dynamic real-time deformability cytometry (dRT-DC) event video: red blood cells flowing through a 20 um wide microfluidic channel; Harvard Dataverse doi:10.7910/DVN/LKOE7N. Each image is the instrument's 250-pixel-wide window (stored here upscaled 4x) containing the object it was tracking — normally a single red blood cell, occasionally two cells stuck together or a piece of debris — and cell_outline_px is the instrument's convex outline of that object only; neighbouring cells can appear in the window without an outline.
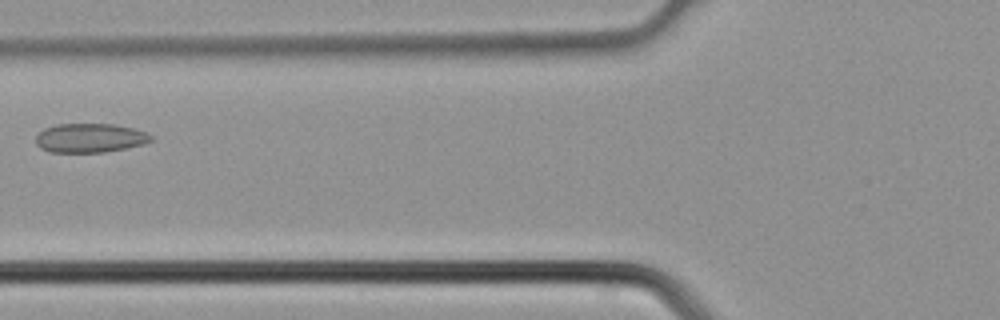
{"species": "common noctule bat (a hibernating species)", "species_latin": "Nyctalus noctula", "temperature_condition": "cold", "stored_images_in_passage": 7, "camera_frame_rate_fps": 3000, "um_per_image_px": 0.085, "animal": {"sex": "male", "body_mass_g": 21.5, "forearm_length_mm": 52.0}, "frame": {"image": 1, "passage_image": 7, "time_ms": 2.0, "image_size_px": [1000, 320], "cell_outline_px": [[152, 140], [144, 144], [104, 152], [48, 152], [40, 148], [36, 144], [36, 136], [44, 128], [56, 124], [112, 124], [132, 128], [148, 132], [152, 136]], "centroid_in_image_um": [7.63, 11.72], "position_along_channel_um": 118.2, "area_um2": 19.54}}